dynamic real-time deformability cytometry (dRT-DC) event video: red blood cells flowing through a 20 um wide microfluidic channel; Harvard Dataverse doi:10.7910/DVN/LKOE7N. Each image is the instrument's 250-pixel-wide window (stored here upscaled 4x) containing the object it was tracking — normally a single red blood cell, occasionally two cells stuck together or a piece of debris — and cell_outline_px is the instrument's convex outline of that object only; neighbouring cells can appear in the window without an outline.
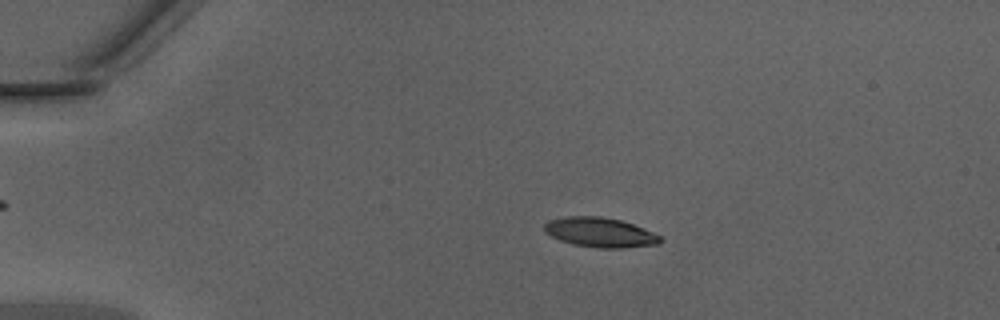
{"species": "Egyptian fruit bat (a non-hibernating species)", "species_latin": "Rousettus aegyptiacus", "temperature_condition": "warm", "stored_images_in_passage": 49, "camera_frame_rate_fps": 3000, "um_per_image_px": 0.085, "animal": {"sex": "male"}, "frame": {"image": 1, "passage_image": 11, "time_ms": 3.333, "image_size_px": [1000, 320], "cell_outline_px": [[664, 240], [660, 244], [624, 248], [600, 248], [572, 244], [560, 240], [544, 232], [544, 224], [548, 220], [568, 216], [600, 216], [620, 220], [632, 224], [652, 232], [660, 236]], "centroid_in_image_um": [51.0, 19.76], "position_along_channel_um": 34.0, "area_um2": 20.06}}
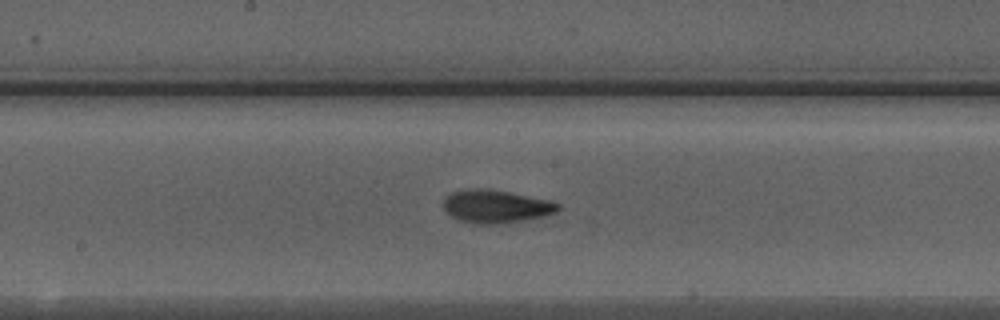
{"frame": {"image": 2, "passage_image": 27, "time_ms": 8.667, "image_size_px": [1000, 320], "cell_outline_px": [[560, 208], [556, 212], [544, 216], [500, 224], [472, 224], [460, 220], [444, 212], [444, 196], [452, 192], [472, 188], [480, 188], [508, 192], [548, 200], [560, 204]], "centroid_in_image_um": [42.11, 17.55], "position_along_channel_um": 206.1, "area_um2": 21.96}}
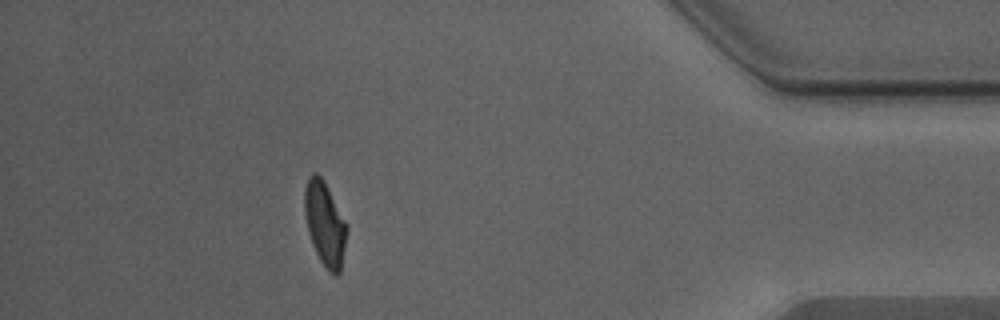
{"frame": {"image": 3, "passage_image": 44, "time_ms": 14.333, "image_size_px": [1000, 320], "cell_outline_px": [[348, 228], [340, 272], [336, 276], [328, 272], [320, 260], [316, 252], [308, 228], [304, 212], [304, 192], [308, 176], [312, 172], [316, 172], [324, 180], [348, 224]], "centroid_in_image_um": [27.63, 18.99], "position_along_channel_um": 407.6, "area_um2": 20.69}, "authors_computed_cell_mechanics": {"area_um2": 20.1722, "velocity_mm_per_s": 4.3363, "shape_relaxation_time_tau1_ms": 7.8874, "shape_relaxation_time_tau2_ms": 1.2508, "deformation_change_tau1": 0.2402, "deformation_change_tau2": 0.0779}}